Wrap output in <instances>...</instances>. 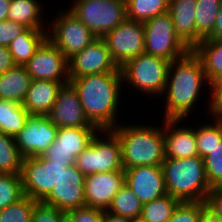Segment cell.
Here are the masks:
<instances>
[{
	"instance_id": "obj_1",
	"label": "cell",
	"mask_w": 222,
	"mask_h": 222,
	"mask_svg": "<svg viewBox=\"0 0 222 222\" xmlns=\"http://www.w3.org/2000/svg\"><path fill=\"white\" fill-rule=\"evenodd\" d=\"M69 82L76 89L86 118L92 125L99 130H112L118 126L120 115L117 113L122 103L119 97L123 90L121 72L76 77Z\"/></svg>"
},
{
	"instance_id": "obj_2",
	"label": "cell",
	"mask_w": 222,
	"mask_h": 222,
	"mask_svg": "<svg viewBox=\"0 0 222 222\" xmlns=\"http://www.w3.org/2000/svg\"><path fill=\"white\" fill-rule=\"evenodd\" d=\"M206 83V84H205ZM211 86L207 80L200 58L190 50L183 57L171 62L166 88L162 98H166L164 119L188 118L192 110L196 108L201 97L202 86ZM195 106V107H194Z\"/></svg>"
},
{
	"instance_id": "obj_3",
	"label": "cell",
	"mask_w": 222,
	"mask_h": 222,
	"mask_svg": "<svg viewBox=\"0 0 222 222\" xmlns=\"http://www.w3.org/2000/svg\"><path fill=\"white\" fill-rule=\"evenodd\" d=\"M112 131L119 138L123 169L161 166L165 159L163 126L119 124Z\"/></svg>"
},
{
	"instance_id": "obj_4",
	"label": "cell",
	"mask_w": 222,
	"mask_h": 222,
	"mask_svg": "<svg viewBox=\"0 0 222 222\" xmlns=\"http://www.w3.org/2000/svg\"><path fill=\"white\" fill-rule=\"evenodd\" d=\"M161 167L169 195L180 202H205L211 188L201 157L164 159Z\"/></svg>"
},
{
	"instance_id": "obj_5",
	"label": "cell",
	"mask_w": 222,
	"mask_h": 222,
	"mask_svg": "<svg viewBox=\"0 0 222 222\" xmlns=\"http://www.w3.org/2000/svg\"><path fill=\"white\" fill-rule=\"evenodd\" d=\"M171 62L146 53L128 60L120 67L123 86L127 83L147 97L163 95ZM155 94V95H154Z\"/></svg>"
},
{
	"instance_id": "obj_6",
	"label": "cell",
	"mask_w": 222,
	"mask_h": 222,
	"mask_svg": "<svg viewBox=\"0 0 222 222\" xmlns=\"http://www.w3.org/2000/svg\"><path fill=\"white\" fill-rule=\"evenodd\" d=\"M75 166L85 175L124 171L119 138L112 130H99L76 157Z\"/></svg>"
},
{
	"instance_id": "obj_7",
	"label": "cell",
	"mask_w": 222,
	"mask_h": 222,
	"mask_svg": "<svg viewBox=\"0 0 222 222\" xmlns=\"http://www.w3.org/2000/svg\"><path fill=\"white\" fill-rule=\"evenodd\" d=\"M69 10L95 35L103 38L126 17L125 0H73Z\"/></svg>"
},
{
	"instance_id": "obj_8",
	"label": "cell",
	"mask_w": 222,
	"mask_h": 222,
	"mask_svg": "<svg viewBox=\"0 0 222 222\" xmlns=\"http://www.w3.org/2000/svg\"><path fill=\"white\" fill-rule=\"evenodd\" d=\"M143 26L146 54L172 62L190 51L177 36L172 17L168 13L151 18Z\"/></svg>"
},
{
	"instance_id": "obj_9",
	"label": "cell",
	"mask_w": 222,
	"mask_h": 222,
	"mask_svg": "<svg viewBox=\"0 0 222 222\" xmlns=\"http://www.w3.org/2000/svg\"><path fill=\"white\" fill-rule=\"evenodd\" d=\"M63 11L52 16L47 38L69 59L97 37L69 9Z\"/></svg>"
},
{
	"instance_id": "obj_10",
	"label": "cell",
	"mask_w": 222,
	"mask_h": 222,
	"mask_svg": "<svg viewBox=\"0 0 222 222\" xmlns=\"http://www.w3.org/2000/svg\"><path fill=\"white\" fill-rule=\"evenodd\" d=\"M70 165L51 162L42 156L23 158L21 178L24 195L43 201L56 187L60 172Z\"/></svg>"
},
{
	"instance_id": "obj_11",
	"label": "cell",
	"mask_w": 222,
	"mask_h": 222,
	"mask_svg": "<svg viewBox=\"0 0 222 222\" xmlns=\"http://www.w3.org/2000/svg\"><path fill=\"white\" fill-rule=\"evenodd\" d=\"M103 39L119 68L128 60L145 53V34L142 22L126 18L115 29L108 32Z\"/></svg>"
},
{
	"instance_id": "obj_12",
	"label": "cell",
	"mask_w": 222,
	"mask_h": 222,
	"mask_svg": "<svg viewBox=\"0 0 222 222\" xmlns=\"http://www.w3.org/2000/svg\"><path fill=\"white\" fill-rule=\"evenodd\" d=\"M32 80L69 82L68 59L46 38L24 65Z\"/></svg>"
},
{
	"instance_id": "obj_13",
	"label": "cell",
	"mask_w": 222,
	"mask_h": 222,
	"mask_svg": "<svg viewBox=\"0 0 222 222\" xmlns=\"http://www.w3.org/2000/svg\"><path fill=\"white\" fill-rule=\"evenodd\" d=\"M98 128L59 127L55 141L42 157L51 162L75 164L76 157L90 144Z\"/></svg>"
},
{
	"instance_id": "obj_14",
	"label": "cell",
	"mask_w": 222,
	"mask_h": 222,
	"mask_svg": "<svg viewBox=\"0 0 222 222\" xmlns=\"http://www.w3.org/2000/svg\"><path fill=\"white\" fill-rule=\"evenodd\" d=\"M104 72H121L103 38H96L81 52L68 59L69 80Z\"/></svg>"
},
{
	"instance_id": "obj_15",
	"label": "cell",
	"mask_w": 222,
	"mask_h": 222,
	"mask_svg": "<svg viewBox=\"0 0 222 222\" xmlns=\"http://www.w3.org/2000/svg\"><path fill=\"white\" fill-rule=\"evenodd\" d=\"M57 131L46 115H29L24 128L14 137L21 156H42L55 141Z\"/></svg>"
},
{
	"instance_id": "obj_16",
	"label": "cell",
	"mask_w": 222,
	"mask_h": 222,
	"mask_svg": "<svg viewBox=\"0 0 222 222\" xmlns=\"http://www.w3.org/2000/svg\"><path fill=\"white\" fill-rule=\"evenodd\" d=\"M84 183L85 175L72 164L60 172L56 187L42 202L65 212L84 207Z\"/></svg>"
},
{
	"instance_id": "obj_17",
	"label": "cell",
	"mask_w": 222,
	"mask_h": 222,
	"mask_svg": "<svg viewBox=\"0 0 222 222\" xmlns=\"http://www.w3.org/2000/svg\"><path fill=\"white\" fill-rule=\"evenodd\" d=\"M53 125L59 127L97 128L86 118L78 93L69 82L58 91L53 108L46 115Z\"/></svg>"
},
{
	"instance_id": "obj_18",
	"label": "cell",
	"mask_w": 222,
	"mask_h": 222,
	"mask_svg": "<svg viewBox=\"0 0 222 222\" xmlns=\"http://www.w3.org/2000/svg\"><path fill=\"white\" fill-rule=\"evenodd\" d=\"M124 174L125 184L143 204L168 194L161 166H135Z\"/></svg>"
},
{
	"instance_id": "obj_19",
	"label": "cell",
	"mask_w": 222,
	"mask_h": 222,
	"mask_svg": "<svg viewBox=\"0 0 222 222\" xmlns=\"http://www.w3.org/2000/svg\"><path fill=\"white\" fill-rule=\"evenodd\" d=\"M124 184V171L95 173L85 176V206L107 210L114 195Z\"/></svg>"
},
{
	"instance_id": "obj_20",
	"label": "cell",
	"mask_w": 222,
	"mask_h": 222,
	"mask_svg": "<svg viewBox=\"0 0 222 222\" xmlns=\"http://www.w3.org/2000/svg\"><path fill=\"white\" fill-rule=\"evenodd\" d=\"M179 119H163L165 159H180L198 156L195 128L182 126Z\"/></svg>"
},
{
	"instance_id": "obj_21",
	"label": "cell",
	"mask_w": 222,
	"mask_h": 222,
	"mask_svg": "<svg viewBox=\"0 0 222 222\" xmlns=\"http://www.w3.org/2000/svg\"><path fill=\"white\" fill-rule=\"evenodd\" d=\"M196 7V0H169L167 12L177 36L190 50L196 47Z\"/></svg>"
},
{
	"instance_id": "obj_22",
	"label": "cell",
	"mask_w": 222,
	"mask_h": 222,
	"mask_svg": "<svg viewBox=\"0 0 222 222\" xmlns=\"http://www.w3.org/2000/svg\"><path fill=\"white\" fill-rule=\"evenodd\" d=\"M53 80H32L22 105L30 115H47L53 108L58 91L63 84Z\"/></svg>"
},
{
	"instance_id": "obj_23",
	"label": "cell",
	"mask_w": 222,
	"mask_h": 222,
	"mask_svg": "<svg viewBox=\"0 0 222 222\" xmlns=\"http://www.w3.org/2000/svg\"><path fill=\"white\" fill-rule=\"evenodd\" d=\"M32 78L24 65H15L0 74V99L22 104L30 88Z\"/></svg>"
},
{
	"instance_id": "obj_24",
	"label": "cell",
	"mask_w": 222,
	"mask_h": 222,
	"mask_svg": "<svg viewBox=\"0 0 222 222\" xmlns=\"http://www.w3.org/2000/svg\"><path fill=\"white\" fill-rule=\"evenodd\" d=\"M212 86L222 78V39H204L194 49Z\"/></svg>"
},
{
	"instance_id": "obj_25",
	"label": "cell",
	"mask_w": 222,
	"mask_h": 222,
	"mask_svg": "<svg viewBox=\"0 0 222 222\" xmlns=\"http://www.w3.org/2000/svg\"><path fill=\"white\" fill-rule=\"evenodd\" d=\"M43 8L39 0H11L7 20L18 22L27 28L48 29L42 19Z\"/></svg>"
},
{
	"instance_id": "obj_26",
	"label": "cell",
	"mask_w": 222,
	"mask_h": 222,
	"mask_svg": "<svg viewBox=\"0 0 222 222\" xmlns=\"http://www.w3.org/2000/svg\"><path fill=\"white\" fill-rule=\"evenodd\" d=\"M48 29L27 28L8 46L16 65H25L47 38Z\"/></svg>"
},
{
	"instance_id": "obj_27",
	"label": "cell",
	"mask_w": 222,
	"mask_h": 222,
	"mask_svg": "<svg viewBox=\"0 0 222 222\" xmlns=\"http://www.w3.org/2000/svg\"><path fill=\"white\" fill-rule=\"evenodd\" d=\"M28 111L20 103L0 99V131L15 137L25 126Z\"/></svg>"
},
{
	"instance_id": "obj_28",
	"label": "cell",
	"mask_w": 222,
	"mask_h": 222,
	"mask_svg": "<svg viewBox=\"0 0 222 222\" xmlns=\"http://www.w3.org/2000/svg\"><path fill=\"white\" fill-rule=\"evenodd\" d=\"M196 46L213 33L216 17L222 0H196Z\"/></svg>"
},
{
	"instance_id": "obj_29",
	"label": "cell",
	"mask_w": 222,
	"mask_h": 222,
	"mask_svg": "<svg viewBox=\"0 0 222 222\" xmlns=\"http://www.w3.org/2000/svg\"><path fill=\"white\" fill-rule=\"evenodd\" d=\"M127 19L146 22L168 12L169 0H125Z\"/></svg>"
},
{
	"instance_id": "obj_30",
	"label": "cell",
	"mask_w": 222,
	"mask_h": 222,
	"mask_svg": "<svg viewBox=\"0 0 222 222\" xmlns=\"http://www.w3.org/2000/svg\"><path fill=\"white\" fill-rule=\"evenodd\" d=\"M212 119L213 123L204 122L201 126L197 124L195 128L198 156L202 159L222 141V118L212 116Z\"/></svg>"
},
{
	"instance_id": "obj_31",
	"label": "cell",
	"mask_w": 222,
	"mask_h": 222,
	"mask_svg": "<svg viewBox=\"0 0 222 222\" xmlns=\"http://www.w3.org/2000/svg\"><path fill=\"white\" fill-rule=\"evenodd\" d=\"M142 208L143 203L136 197L133 191L124 184L114 195L107 211L133 219L141 216Z\"/></svg>"
},
{
	"instance_id": "obj_32",
	"label": "cell",
	"mask_w": 222,
	"mask_h": 222,
	"mask_svg": "<svg viewBox=\"0 0 222 222\" xmlns=\"http://www.w3.org/2000/svg\"><path fill=\"white\" fill-rule=\"evenodd\" d=\"M22 161L14 137L0 131V174H21Z\"/></svg>"
},
{
	"instance_id": "obj_33",
	"label": "cell",
	"mask_w": 222,
	"mask_h": 222,
	"mask_svg": "<svg viewBox=\"0 0 222 222\" xmlns=\"http://www.w3.org/2000/svg\"><path fill=\"white\" fill-rule=\"evenodd\" d=\"M180 203L171 195L165 196L143 204L141 217L147 222H167Z\"/></svg>"
},
{
	"instance_id": "obj_34",
	"label": "cell",
	"mask_w": 222,
	"mask_h": 222,
	"mask_svg": "<svg viewBox=\"0 0 222 222\" xmlns=\"http://www.w3.org/2000/svg\"><path fill=\"white\" fill-rule=\"evenodd\" d=\"M24 196L21 174H0V210Z\"/></svg>"
},
{
	"instance_id": "obj_35",
	"label": "cell",
	"mask_w": 222,
	"mask_h": 222,
	"mask_svg": "<svg viewBox=\"0 0 222 222\" xmlns=\"http://www.w3.org/2000/svg\"><path fill=\"white\" fill-rule=\"evenodd\" d=\"M37 202L24 196L16 203L0 210V222H31L33 207Z\"/></svg>"
},
{
	"instance_id": "obj_36",
	"label": "cell",
	"mask_w": 222,
	"mask_h": 222,
	"mask_svg": "<svg viewBox=\"0 0 222 222\" xmlns=\"http://www.w3.org/2000/svg\"><path fill=\"white\" fill-rule=\"evenodd\" d=\"M210 188L222 187V141L203 158Z\"/></svg>"
},
{
	"instance_id": "obj_37",
	"label": "cell",
	"mask_w": 222,
	"mask_h": 222,
	"mask_svg": "<svg viewBox=\"0 0 222 222\" xmlns=\"http://www.w3.org/2000/svg\"><path fill=\"white\" fill-rule=\"evenodd\" d=\"M206 214L205 202H180L167 222H200Z\"/></svg>"
},
{
	"instance_id": "obj_38",
	"label": "cell",
	"mask_w": 222,
	"mask_h": 222,
	"mask_svg": "<svg viewBox=\"0 0 222 222\" xmlns=\"http://www.w3.org/2000/svg\"><path fill=\"white\" fill-rule=\"evenodd\" d=\"M62 211L56 207L38 201L33 207L31 222H59Z\"/></svg>"
},
{
	"instance_id": "obj_39",
	"label": "cell",
	"mask_w": 222,
	"mask_h": 222,
	"mask_svg": "<svg viewBox=\"0 0 222 222\" xmlns=\"http://www.w3.org/2000/svg\"><path fill=\"white\" fill-rule=\"evenodd\" d=\"M205 206L211 218L222 222V187L211 188L206 196Z\"/></svg>"
},
{
	"instance_id": "obj_40",
	"label": "cell",
	"mask_w": 222,
	"mask_h": 222,
	"mask_svg": "<svg viewBox=\"0 0 222 222\" xmlns=\"http://www.w3.org/2000/svg\"><path fill=\"white\" fill-rule=\"evenodd\" d=\"M27 27L14 21H0V46H9V44L23 33Z\"/></svg>"
},
{
	"instance_id": "obj_41",
	"label": "cell",
	"mask_w": 222,
	"mask_h": 222,
	"mask_svg": "<svg viewBox=\"0 0 222 222\" xmlns=\"http://www.w3.org/2000/svg\"><path fill=\"white\" fill-rule=\"evenodd\" d=\"M74 222H103L104 210L93 207H80L67 211Z\"/></svg>"
},
{
	"instance_id": "obj_42",
	"label": "cell",
	"mask_w": 222,
	"mask_h": 222,
	"mask_svg": "<svg viewBox=\"0 0 222 222\" xmlns=\"http://www.w3.org/2000/svg\"><path fill=\"white\" fill-rule=\"evenodd\" d=\"M209 96L212 97L207 108L209 110H207L209 118L211 116L222 118V78L211 86V94L209 93Z\"/></svg>"
},
{
	"instance_id": "obj_43",
	"label": "cell",
	"mask_w": 222,
	"mask_h": 222,
	"mask_svg": "<svg viewBox=\"0 0 222 222\" xmlns=\"http://www.w3.org/2000/svg\"><path fill=\"white\" fill-rule=\"evenodd\" d=\"M16 64L7 46H0V74L10 70Z\"/></svg>"
},
{
	"instance_id": "obj_44",
	"label": "cell",
	"mask_w": 222,
	"mask_h": 222,
	"mask_svg": "<svg viewBox=\"0 0 222 222\" xmlns=\"http://www.w3.org/2000/svg\"><path fill=\"white\" fill-rule=\"evenodd\" d=\"M208 39H222V3L216 17L213 33Z\"/></svg>"
},
{
	"instance_id": "obj_45",
	"label": "cell",
	"mask_w": 222,
	"mask_h": 222,
	"mask_svg": "<svg viewBox=\"0 0 222 222\" xmlns=\"http://www.w3.org/2000/svg\"><path fill=\"white\" fill-rule=\"evenodd\" d=\"M103 222H130V218L104 210Z\"/></svg>"
},
{
	"instance_id": "obj_46",
	"label": "cell",
	"mask_w": 222,
	"mask_h": 222,
	"mask_svg": "<svg viewBox=\"0 0 222 222\" xmlns=\"http://www.w3.org/2000/svg\"><path fill=\"white\" fill-rule=\"evenodd\" d=\"M11 0H0V21L7 20Z\"/></svg>"
},
{
	"instance_id": "obj_47",
	"label": "cell",
	"mask_w": 222,
	"mask_h": 222,
	"mask_svg": "<svg viewBox=\"0 0 222 222\" xmlns=\"http://www.w3.org/2000/svg\"><path fill=\"white\" fill-rule=\"evenodd\" d=\"M59 222H74V220H73V217L68 212H64L61 215Z\"/></svg>"
},
{
	"instance_id": "obj_48",
	"label": "cell",
	"mask_w": 222,
	"mask_h": 222,
	"mask_svg": "<svg viewBox=\"0 0 222 222\" xmlns=\"http://www.w3.org/2000/svg\"><path fill=\"white\" fill-rule=\"evenodd\" d=\"M200 222H217L216 220H214L213 218H211L208 214H206Z\"/></svg>"
},
{
	"instance_id": "obj_49",
	"label": "cell",
	"mask_w": 222,
	"mask_h": 222,
	"mask_svg": "<svg viewBox=\"0 0 222 222\" xmlns=\"http://www.w3.org/2000/svg\"><path fill=\"white\" fill-rule=\"evenodd\" d=\"M130 222H147V221L140 216V217L130 219Z\"/></svg>"
}]
</instances>
